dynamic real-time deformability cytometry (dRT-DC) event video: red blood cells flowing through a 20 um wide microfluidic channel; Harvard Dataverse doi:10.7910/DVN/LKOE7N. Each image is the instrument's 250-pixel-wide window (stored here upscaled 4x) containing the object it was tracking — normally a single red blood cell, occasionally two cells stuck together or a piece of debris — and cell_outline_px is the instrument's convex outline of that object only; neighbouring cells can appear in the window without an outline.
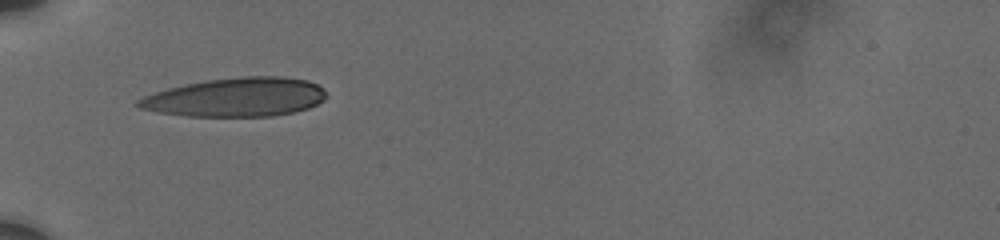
{"species": "human", "species_latin": "Homo sapiens", "temperature_condition": "cold", "stored_images_in_passage": 9, "camera_frame_rate_fps": 3000, "um_per_image_px": 0.085, "donor": {"sex": "male"}, "frame": {"image": 1, "passage_image": 1, "time_ms": 0.0, "image_size_px": [1000, 240], "cell_outline_px": [[324, 100], [308, 108], [292, 112], [272, 116], [184, 116], [160, 112], [140, 108], [132, 104], [136, 100], [144, 96], [168, 88], [184, 84], [208, 80], [244, 76], [284, 76], [308, 80], [324, 88]], "centroid_in_image_um": [20.04, 8.26], "position_along_channel_um": 65.0, "area_um2": 42.54}}
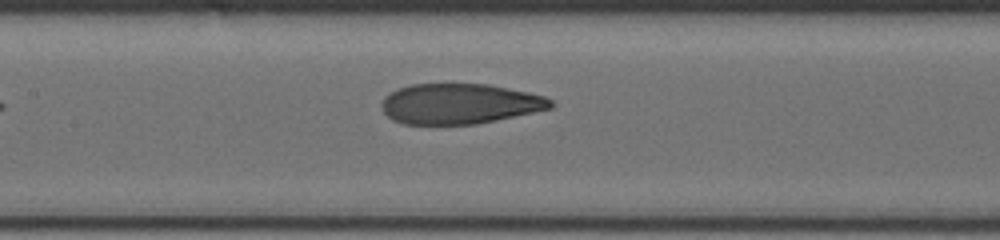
{"frame": {"image": 2, "passage_image": 6, "time_ms": 3.0, "image_size_px": [1000, 240], "cell_outline_px": [[552, 108], [496, 120], [476, 124], [404, 124], [392, 120], [384, 112], [380, 104], [384, 96], [388, 92], [396, 88], [412, 84], [488, 84], [528, 92], [544, 96], [552, 100]], "centroid_in_image_um": [39.02, 8.81], "position_along_channel_um": 168.4, "area_um2": 39.82}}
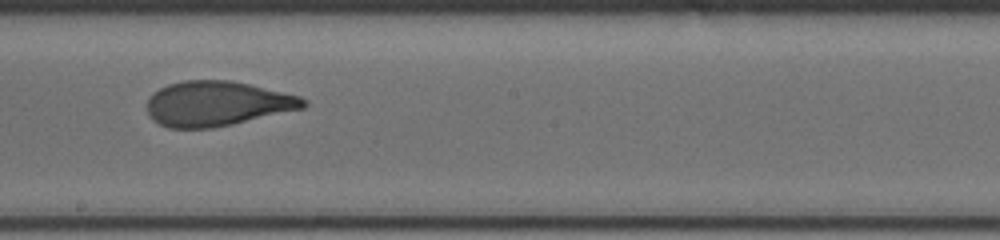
{"frame": {"image": 3, "passage_image": 8, "time_ms": 4.667, "image_size_px": [1000, 240], "cell_outline_px": [[308, 104], [304, 108], [232, 124], [212, 128], [168, 128], [152, 120], [148, 116], [148, 96], [160, 88], [168, 84], [184, 80], [228, 80], [248, 84], [300, 96], [308, 100]], "centroid_in_image_um": [18.43, 8.81], "position_along_channel_um": 229.8, "area_um2": 40.86}}